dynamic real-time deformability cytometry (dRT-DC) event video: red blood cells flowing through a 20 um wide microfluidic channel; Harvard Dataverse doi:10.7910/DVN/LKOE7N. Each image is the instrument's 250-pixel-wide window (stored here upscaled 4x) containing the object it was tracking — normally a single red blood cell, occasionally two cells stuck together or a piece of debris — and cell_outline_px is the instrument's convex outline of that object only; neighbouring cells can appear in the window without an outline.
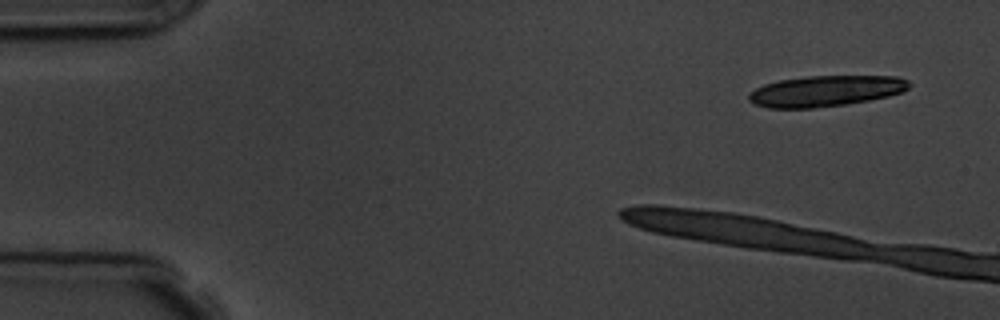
{"species": "common noctule bat (a hibernating species)", "species_latin": "Nyctalus noctula", "temperature_condition": "room temperature", "stored_images_in_passage": 3, "camera_frame_rate_fps": 3000, "um_per_image_px": 0.085, "animal": {"sex": "male", "body_mass_g": 19.5, "forearm_length_mm": 54.6}, "frame": {"image": 1, "passage_image": 1, "time_ms": 0.0, "image_size_px": [1000, 320], "cell_outline_px": [[912, 84], [908, 88], [900, 92], [888, 96], [868, 100], [844, 104], [812, 108], [768, 108], [756, 104], [748, 100], [748, 92], [764, 84], [780, 80], [808, 76], [896, 76], [908, 80]], "centroid_in_image_um": [70.16, 7.73], "position_along_channel_um": 14.8, "area_um2": 28.73}}